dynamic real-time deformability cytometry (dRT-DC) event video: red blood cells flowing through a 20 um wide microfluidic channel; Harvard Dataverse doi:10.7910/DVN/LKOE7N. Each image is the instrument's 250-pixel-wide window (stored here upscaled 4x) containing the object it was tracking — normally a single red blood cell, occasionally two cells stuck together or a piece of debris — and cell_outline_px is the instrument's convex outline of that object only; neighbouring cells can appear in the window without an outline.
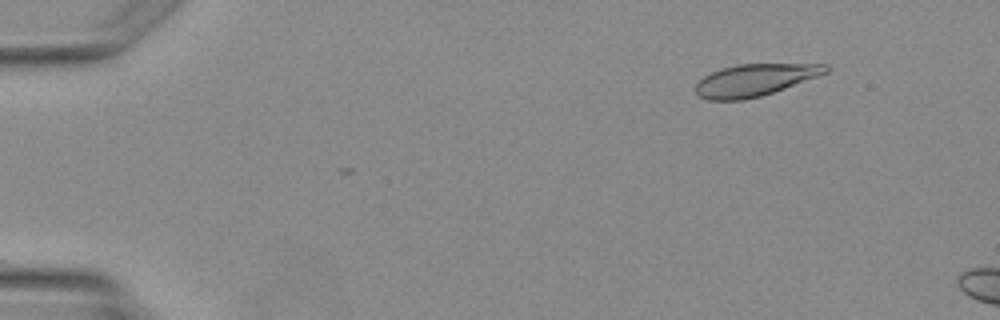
{"species": "Egyptian fruit bat (a non-hibernating species)", "species_latin": "Rousettus aegyptiacus", "temperature_condition": "warm", "stored_images_in_passage": 3, "camera_frame_rate_fps": 3000, "um_per_image_px": 0.085, "animal": {"sex": "female"}, "frame": {"image": 1, "passage_image": 2, "time_ms": 1.333, "image_size_px": [1000, 320], "cell_outline_px": [[828, 72], [820, 76], [760, 96], [744, 100], [708, 100], [696, 96], [696, 84], [704, 76], [720, 68], [736, 64], [828, 64]], "centroid_in_image_um": [64.14, 6.8], "position_along_channel_um": 20.9, "area_um2": 24.28}}